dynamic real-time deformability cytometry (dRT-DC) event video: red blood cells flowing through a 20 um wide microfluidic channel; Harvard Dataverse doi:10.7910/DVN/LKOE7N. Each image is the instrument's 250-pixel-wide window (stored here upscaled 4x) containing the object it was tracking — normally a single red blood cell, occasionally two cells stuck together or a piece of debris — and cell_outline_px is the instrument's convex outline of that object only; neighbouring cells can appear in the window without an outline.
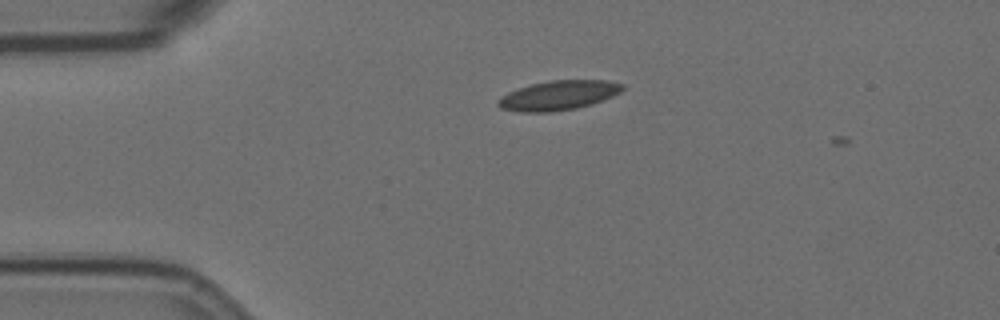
{"species": "Egyptian fruit bat (a non-hibernating species)", "species_latin": "Rousettus aegyptiacus", "temperature_condition": "room temperature", "stored_images_in_passage": 8, "camera_frame_rate_fps": 3000, "um_per_image_px": 0.085, "animal": {"sex": "female"}, "frame": {"image": 1, "passage_image": 6, "time_ms": 1.667, "image_size_px": [1000, 320], "cell_outline_px": [[624, 88], [620, 92], [612, 96], [592, 104], [576, 108], [552, 112], [520, 112], [500, 108], [496, 104], [496, 100], [500, 96], [508, 92], [532, 84], [548, 80], [604, 80], [624, 84]], "centroid_in_image_um": [47.43, 8.11], "position_along_channel_um": 37.6, "area_um2": 21.44}}